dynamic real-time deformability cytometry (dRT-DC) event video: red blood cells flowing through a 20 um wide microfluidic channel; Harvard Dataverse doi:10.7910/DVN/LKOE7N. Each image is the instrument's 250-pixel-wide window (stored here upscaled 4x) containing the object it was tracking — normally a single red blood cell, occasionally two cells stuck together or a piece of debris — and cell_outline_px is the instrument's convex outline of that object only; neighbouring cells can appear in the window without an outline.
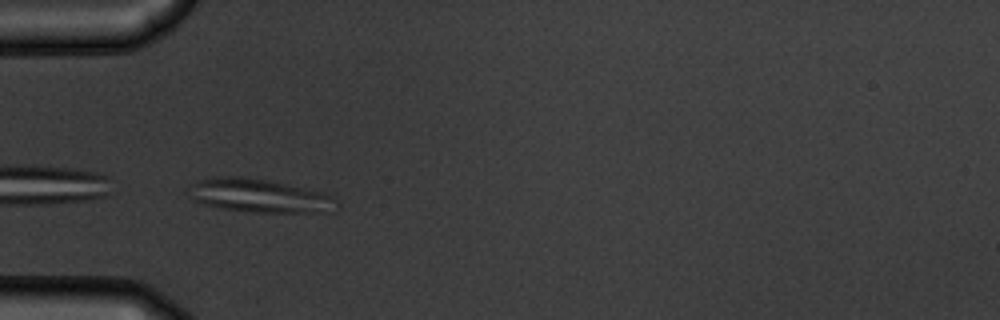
{"species": "common noctule bat (a hibernating species)", "species_latin": "Nyctalus noctula", "temperature_condition": "warm", "stored_images_in_passage": 38, "camera_frame_rate_fps": 3000, "um_per_image_px": 0.085, "animal": {"sex": "male", "body_mass_g": 19.5, "forearm_length_mm": 54.6}, "frame": {"image": 1, "passage_image": 1, "time_ms": 0.0, "image_size_px": [1000, 320], "cell_outline_px": [[340, 204], [336, 212], [256, 212], [224, 208], [204, 204], [188, 196], [192, 184], [196, 180], [212, 176], [244, 176], [264, 180], [300, 188], [332, 196]], "centroid_in_image_um": [22.03, 16.64], "position_along_channel_um": 63.0, "area_um2": 28.44}}
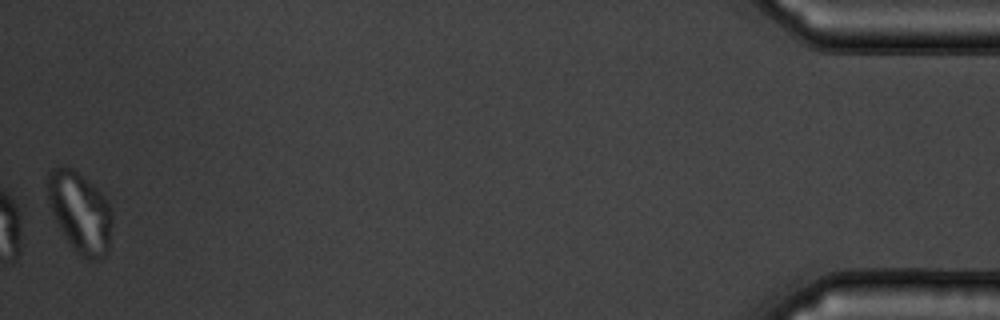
{"frame": {"image": 2, "passage_image": 38, "time_ms": 12.333, "image_size_px": [1000, 320], "cell_outline_px": [[112, 224], [108, 252], [100, 260], [84, 260], [76, 252], [60, 228], [48, 204], [48, 172], [52, 168], [64, 164], [72, 168], [96, 188], [104, 196], [112, 212]], "centroid_in_image_um": [6.81, 18.05], "position_along_channel_um": 428.4, "area_um2": 30.35}, "authors_computed_cell_mechanics": {"area_um2": 26.2123, "velocity_mm_per_s": 3.6882, "shape_relaxation_time_tau1_ms": 8.8557, "shape_relaxation_time_tau2_ms": 1.6392, "deformation_change_tau1": 0.2158, "deformation_change_tau2": 0.0435}}